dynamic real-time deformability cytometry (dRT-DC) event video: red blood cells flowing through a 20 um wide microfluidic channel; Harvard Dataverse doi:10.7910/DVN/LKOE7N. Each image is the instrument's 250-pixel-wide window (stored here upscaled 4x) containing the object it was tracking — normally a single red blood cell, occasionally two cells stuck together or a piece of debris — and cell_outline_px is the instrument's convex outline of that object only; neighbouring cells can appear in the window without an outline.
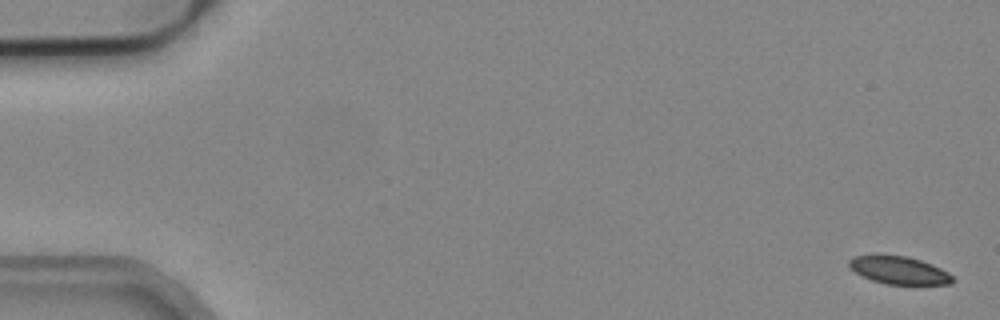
{"species": "common noctule bat (a hibernating species)", "species_latin": "Nyctalus noctula", "temperature_condition": "cold", "stored_images_in_passage": 4, "camera_frame_rate_fps": 3000, "um_per_image_px": 0.085, "animal": {"sex": "male", "body_mass_g": 19.2, "forearm_length_mm": 51.8}, "frame": {"image": 1, "passage_image": 1, "time_ms": 0.0, "image_size_px": [1000, 320], "cell_outline_px": [[956, 280], [952, 284], [884, 284], [860, 276], [848, 268], [848, 260], [852, 256], [904, 256], [920, 260], [932, 264], [948, 272]], "centroid_in_image_um": [76.4, 22.99], "position_along_channel_um": 8.6, "area_um2": 16.7}}
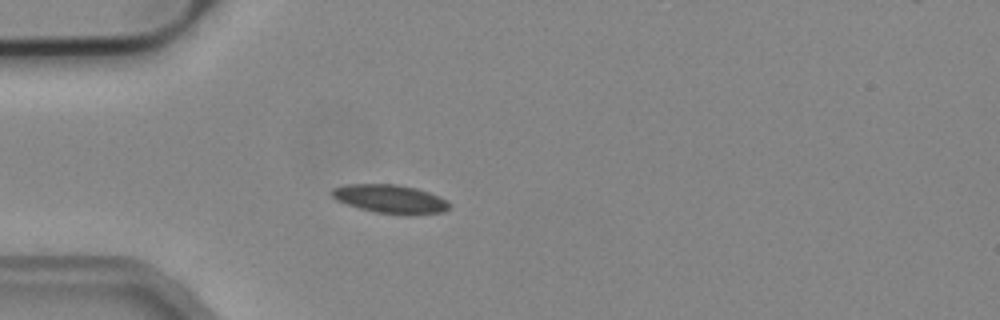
{"frame": {"image": 2, "passage_image": 4, "time_ms": 1.0, "image_size_px": [1000, 320], "cell_outline_px": [[448, 208], [444, 212], [376, 212], [360, 208], [336, 200], [328, 192], [332, 188], [348, 184], [396, 184], [416, 188], [428, 192], [444, 200], [448, 204]], "centroid_in_image_um": [33.03, 16.85], "position_along_channel_um": 52.0, "area_um2": 18.55}}